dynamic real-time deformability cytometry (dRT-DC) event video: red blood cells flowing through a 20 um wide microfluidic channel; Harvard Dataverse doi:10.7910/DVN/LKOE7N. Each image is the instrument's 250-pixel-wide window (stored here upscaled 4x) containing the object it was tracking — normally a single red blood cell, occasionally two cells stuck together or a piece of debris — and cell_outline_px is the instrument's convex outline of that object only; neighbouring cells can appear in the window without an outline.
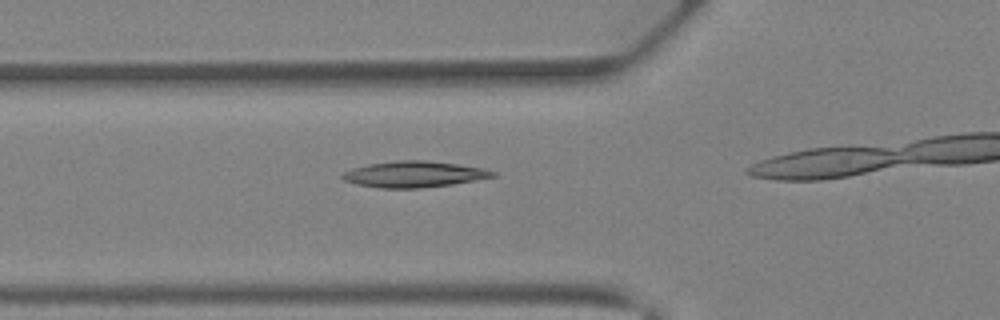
{"species": "Egyptian fruit bat (a non-hibernating species)", "species_latin": "Rousettus aegyptiacus", "temperature_condition": "warm", "stored_images_in_passage": 16, "camera_frame_rate_fps": 3000, "um_per_image_px": 0.085, "animal": {"sex": "female"}, "frame": {"image": 1, "passage_image": 3, "time_ms": 0.667, "image_size_px": [1000, 320], "cell_outline_px": [[496, 176], [452, 184], [420, 188], [380, 188], [356, 184], [344, 180], [340, 176], [344, 172], [352, 168], [368, 164], [396, 160], [424, 160], [456, 164], [484, 168], [496, 172]], "centroid_in_image_um": [35.16, 14.81], "position_along_channel_um": 90.6, "area_um2": 22.77}}
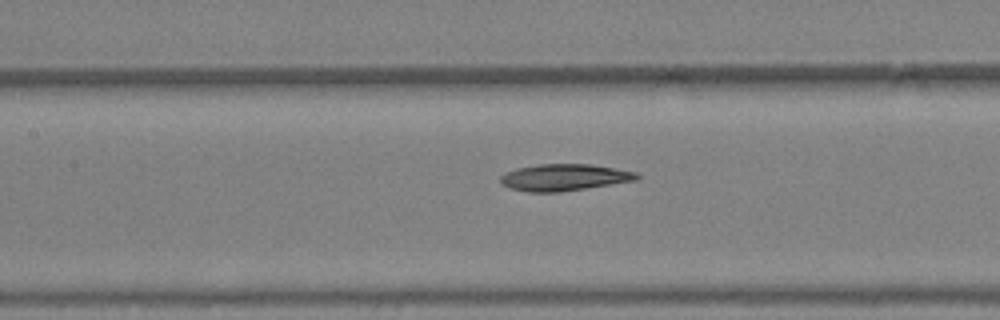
{"frame": {"image": 2, "passage_image": 7, "time_ms": 2.0, "image_size_px": [1000, 320], "cell_outline_px": [[640, 176], [636, 180], [560, 192], [528, 192], [512, 188], [500, 184], [500, 176], [504, 172], [516, 168], [540, 164], [592, 164], [636, 172]], "centroid_in_image_um": [47.91, 15.07], "position_along_channel_um": 159.5, "area_um2": 21.15}}
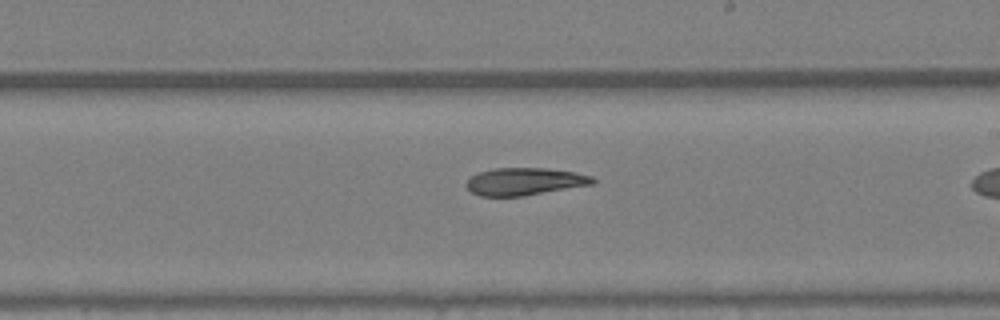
{"frame": {"image": 3, "passage_image": 12, "time_ms": 3.667, "image_size_px": [1000, 320], "cell_outline_px": [[596, 180], [592, 184], [524, 196], [480, 196], [472, 192], [464, 184], [476, 172], [492, 168], [544, 168], [576, 172], [592, 176]], "centroid_in_image_um": [44.57, 15.42], "position_along_channel_um": 244.4, "area_um2": 20.23}}